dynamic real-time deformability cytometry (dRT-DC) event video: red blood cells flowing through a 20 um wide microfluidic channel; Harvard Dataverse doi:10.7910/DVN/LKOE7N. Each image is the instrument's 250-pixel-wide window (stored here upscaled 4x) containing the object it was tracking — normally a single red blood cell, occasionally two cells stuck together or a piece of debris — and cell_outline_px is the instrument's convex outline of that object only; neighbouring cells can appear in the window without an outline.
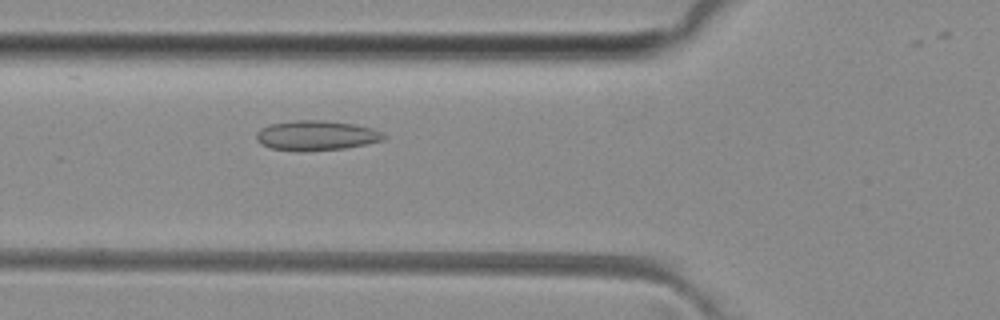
{"species": "common noctule bat (a hibernating species)", "species_latin": "Nyctalus noctula", "temperature_condition": "room temperature", "stored_images_in_passage": 42, "camera_frame_rate_fps": 3000, "um_per_image_px": 0.085, "animal": {"sex": "female", "body_mass_g": 29.2, "forearm_length_mm": 56.3}, "frame": {"image": 1, "passage_image": 14, "time_ms": 4.333, "image_size_px": [1000, 320], "cell_outline_px": [[388, 136], [384, 140], [344, 148], [300, 152], [296, 152], [272, 148], [260, 144], [256, 140], [256, 132], [260, 128], [272, 124], [292, 120], [324, 120], [352, 124], [372, 128]], "centroid_in_image_um": [26.84, 11.52], "position_along_channel_um": 99.0, "area_um2": 22.25}}
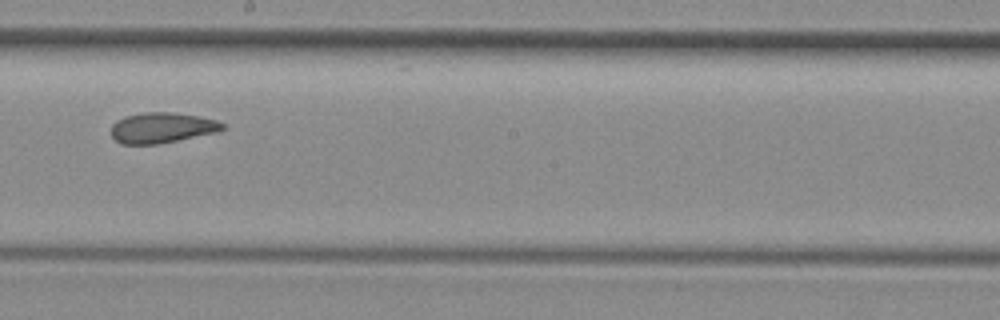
{"frame": {"image": 2, "passage_image": 24, "time_ms": 7.667, "image_size_px": [1000, 320], "cell_outline_px": [[228, 128], [216, 132], [156, 144], [120, 144], [112, 136], [112, 124], [116, 120], [124, 116], [144, 112], [172, 112], [196, 116], [216, 120], [224, 124]], "centroid_in_image_um": [13.74, 10.85], "position_along_channel_um": 234.5, "area_um2": 19.65}}
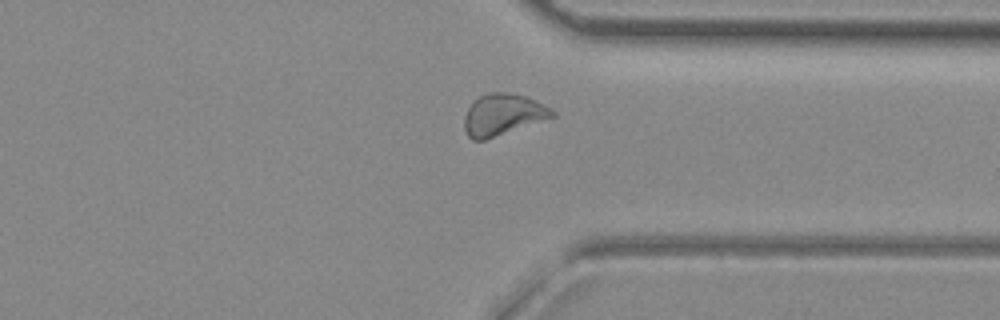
{"frame": {"image": 3, "passage_image": 34, "time_ms": 11.0, "image_size_px": [1000, 320], "cell_outline_px": [[556, 116], [484, 140], [472, 140], [468, 136], [464, 128], [464, 116], [468, 108], [480, 96], [492, 92], [504, 92], [524, 96], [536, 100], [544, 104], [556, 112]], "centroid_in_image_um": [42.75, 9.75], "position_along_channel_um": 368.7, "area_um2": 20.98}}